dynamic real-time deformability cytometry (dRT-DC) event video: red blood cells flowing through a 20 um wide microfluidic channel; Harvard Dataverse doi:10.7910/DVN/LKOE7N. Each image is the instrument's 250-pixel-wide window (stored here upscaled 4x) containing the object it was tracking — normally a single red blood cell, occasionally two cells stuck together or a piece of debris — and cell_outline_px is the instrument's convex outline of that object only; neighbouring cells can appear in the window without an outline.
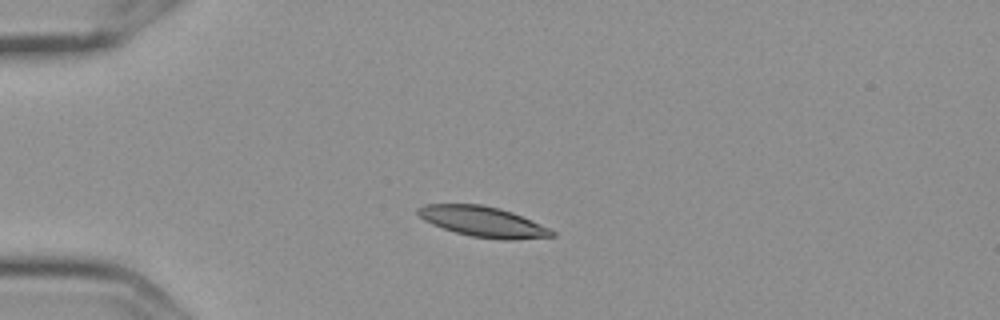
{"species": "Egyptian fruit bat (a non-hibernating species)", "species_latin": "Rousettus aegyptiacus", "temperature_condition": "cold", "stored_images_in_passage": 3, "camera_frame_rate_fps": 3000, "um_per_image_px": 0.085, "frame": {"image": 1, "passage_image": 2, "time_ms": 0.333, "image_size_px": [1000, 320], "cell_outline_px": [[556, 236], [512, 240], [500, 240], [472, 236], [456, 232], [432, 224], [424, 220], [416, 212], [416, 208], [424, 204], [480, 204], [500, 208], [512, 212], [548, 228], [556, 232]], "centroid_in_image_um": [41.04, 18.84], "position_along_channel_um": 44.0, "area_um2": 23.58}}